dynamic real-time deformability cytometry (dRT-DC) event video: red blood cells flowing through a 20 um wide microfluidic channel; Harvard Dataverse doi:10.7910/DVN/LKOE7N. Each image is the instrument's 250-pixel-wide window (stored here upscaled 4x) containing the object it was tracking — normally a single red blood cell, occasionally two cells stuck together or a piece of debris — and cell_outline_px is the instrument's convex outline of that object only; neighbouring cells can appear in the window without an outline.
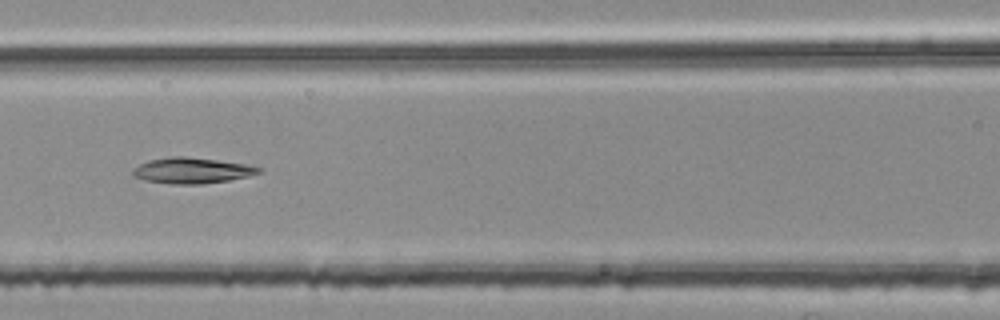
{"species": "common noctule bat (a hibernating species)", "species_latin": "Nyctalus noctula", "temperature_condition": "room temperature", "stored_images_in_passage": 53, "camera_frame_rate_fps": 3000, "um_per_image_px": 0.085, "animal": {"sex": "female", "body_mass_g": 25.1}, "frame": {"image": 1, "passage_image": 23, "time_ms": 7.333, "image_size_px": [1000, 320], "cell_outline_px": [[264, 168], [260, 172], [248, 176], [228, 180], [200, 184], [172, 184], [144, 180], [132, 176], [132, 172], [140, 164], [148, 160], [172, 156], [184, 156], [216, 160], [244, 164]], "centroid_in_image_um": [16.29, 14.49], "position_along_channel_um": 150.3, "area_um2": 18.73}}
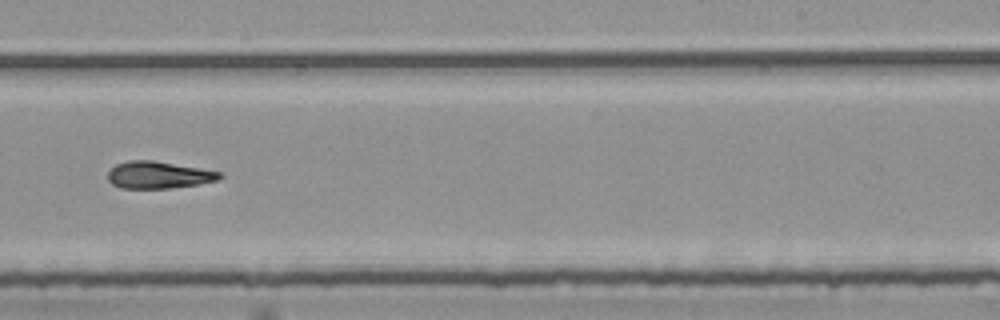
{"frame": {"image": 2, "passage_image": 33, "time_ms": 10.667, "image_size_px": [1000, 320], "cell_outline_px": [[224, 176], [216, 180], [196, 184], [168, 188], [120, 188], [112, 184], [108, 180], [108, 172], [116, 164], [128, 160], [152, 160], [220, 172]], "centroid_in_image_um": [13.42, 14.87], "position_along_channel_um": 275.6, "area_um2": 17.34}}
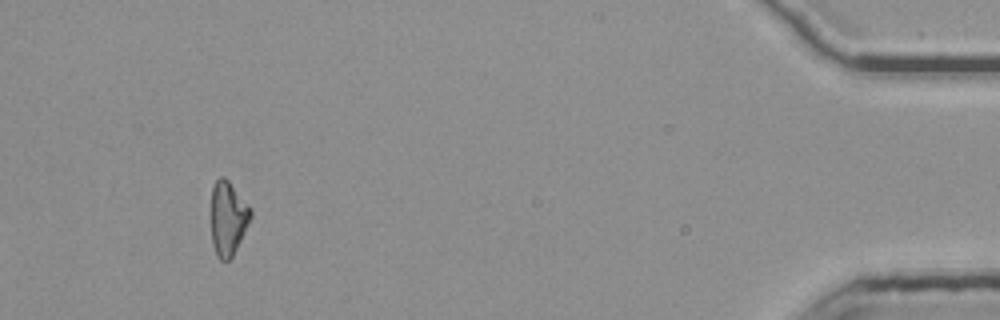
{"frame": {"image": 3, "passage_image": 50, "time_ms": 16.333, "image_size_px": [1000, 320], "cell_outline_px": [[252, 216], [232, 256], [228, 260], [220, 260], [216, 256], [212, 240], [212, 188], [216, 180], [220, 176], [224, 176], [228, 180], [252, 208]], "centroid_in_image_um": [19.39, 18.53], "position_along_channel_um": 415.8, "area_um2": 16.88}}